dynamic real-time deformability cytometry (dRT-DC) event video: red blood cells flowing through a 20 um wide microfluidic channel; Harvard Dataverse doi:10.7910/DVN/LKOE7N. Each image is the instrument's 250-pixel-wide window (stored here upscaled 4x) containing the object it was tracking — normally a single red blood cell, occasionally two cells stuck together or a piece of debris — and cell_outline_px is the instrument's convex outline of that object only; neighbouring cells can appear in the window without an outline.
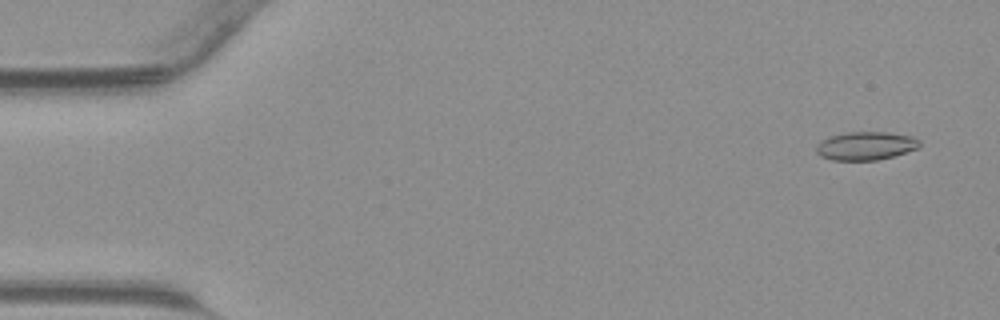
{"species": "common noctule bat (a hibernating species)", "species_latin": "Nyctalus noctula", "temperature_condition": "warm", "stored_images_in_passage": 8, "camera_frame_rate_fps": 3000, "um_per_image_px": 0.085, "animal": {"sex": "male", "body_mass_g": 23.1, "forearm_length_mm": 52.7}, "frame": {"image": 1, "passage_image": 3, "time_ms": 0.667, "image_size_px": [1000, 320], "cell_outline_px": [[920, 148], [892, 156], [876, 160], [832, 160], [820, 156], [816, 152], [816, 148], [824, 140], [832, 136], [848, 132], [888, 132], [912, 136], [920, 140]], "centroid_in_image_um": [73.64, 12.4], "position_along_channel_um": 11.4, "area_um2": 16.88}}